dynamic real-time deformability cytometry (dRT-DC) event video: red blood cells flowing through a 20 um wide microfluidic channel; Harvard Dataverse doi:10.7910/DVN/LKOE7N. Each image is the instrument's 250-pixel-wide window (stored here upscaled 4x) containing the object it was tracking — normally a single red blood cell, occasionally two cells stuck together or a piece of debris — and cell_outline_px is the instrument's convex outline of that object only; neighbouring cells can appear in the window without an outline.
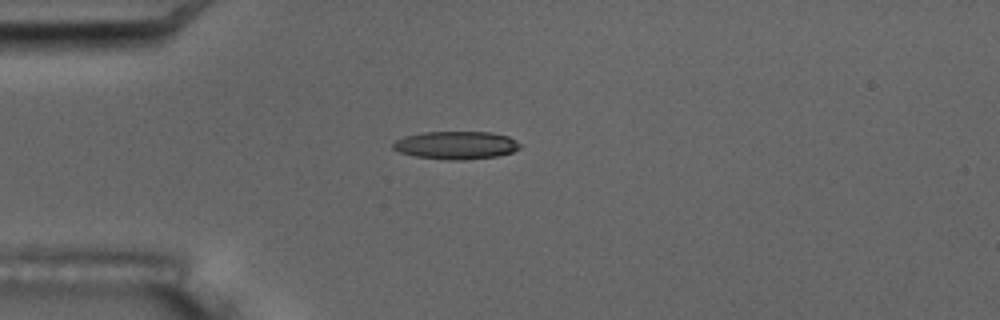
{"species": "common noctule bat (a hibernating species)", "species_latin": "Nyctalus noctula", "temperature_condition": "room temperature", "stored_images_in_passage": 4, "camera_frame_rate_fps": 3000, "um_per_image_px": 0.085, "animal": {"sex": "male", "body_mass_g": 17.5, "forearm_length_mm": 52.3}, "frame": {"image": 1, "passage_image": 4, "time_ms": 3.667, "image_size_px": [1000, 320], "cell_outline_px": [[520, 148], [512, 152], [496, 156], [464, 160], [448, 160], [416, 156], [400, 152], [392, 148], [392, 144], [396, 140], [404, 136], [424, 132], [492, 132], [508, 136], [520, 144]], "centroid_in_image_um": [38.76, 12.34], "position_along_channel_um": 46.2, "area_um2": 20.58}}